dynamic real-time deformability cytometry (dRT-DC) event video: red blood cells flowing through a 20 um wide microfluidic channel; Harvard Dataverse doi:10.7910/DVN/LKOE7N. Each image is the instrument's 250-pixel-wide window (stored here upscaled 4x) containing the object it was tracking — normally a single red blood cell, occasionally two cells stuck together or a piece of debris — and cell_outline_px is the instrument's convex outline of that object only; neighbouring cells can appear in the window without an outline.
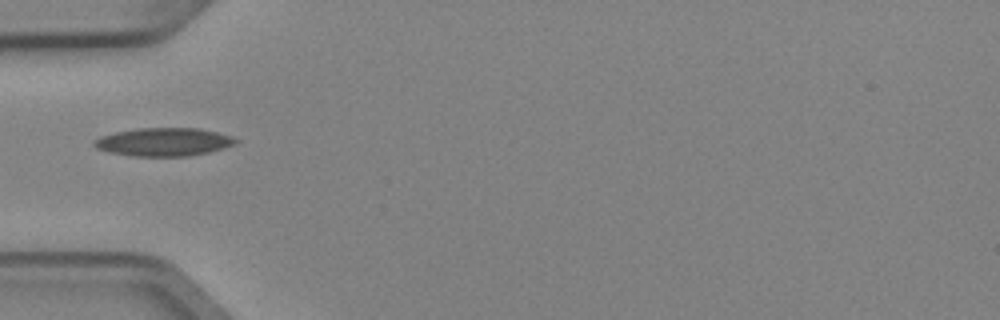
{"species": "Egyptian fruit bat (a non-hibernating species)", "species_latin": "Rousettus aegyptiacus", "temperature_condition": "cold", "stored_images_in_passage": 6, "camera_frame_rate_fps": 3000, "um_per_image_px": 0.085, "animal": {"sex": "female"}, "frame": {"image": 1, "passage_image": 5, "time_ms": 1.333, "image_size_px": [1000, 320], "cell_outline_px": [[240, 140], [236, 144], [224, 148], [208, 152], [188, 156], [132, 156], [108, 152], [96, 148], [92, 144], [92, 140], [100, 136], [116, 132], [140, 128], [200, 128], [232, 136]], "centroid_in_image_um": [13.91, 12.06], "position_along_channel_um": 71.1, "area_um2": 23.41}}
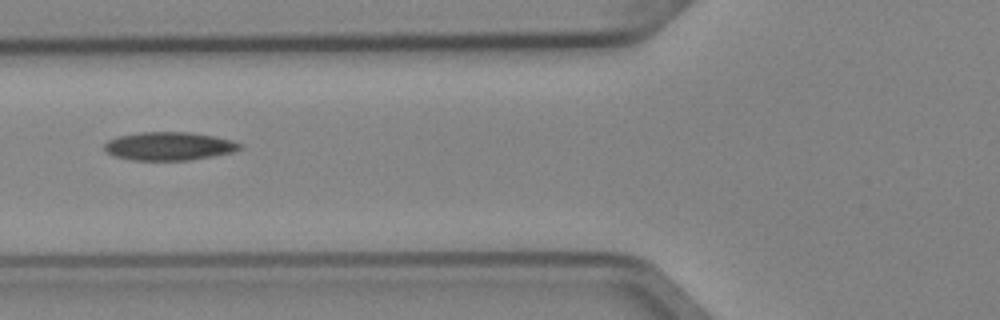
{"frame": {"image": 2, "passage_image": 6, "time_ms": 1.667, "image_size_px": [1000, 320], "cell_outline_px": [[244, 148], [232, 152], [212, 156], [188, 160], [132, 160], [112, 156], [104, 152], [104, 144], [108, 140], [120, 136], [140, 132], [188, 132], [212, 136], [232, 140], [244, 144]], "centroid_in_image_um": [14.36, 12.43], "position_along_channel_um": 111.4, "area_um2": 22.43}}